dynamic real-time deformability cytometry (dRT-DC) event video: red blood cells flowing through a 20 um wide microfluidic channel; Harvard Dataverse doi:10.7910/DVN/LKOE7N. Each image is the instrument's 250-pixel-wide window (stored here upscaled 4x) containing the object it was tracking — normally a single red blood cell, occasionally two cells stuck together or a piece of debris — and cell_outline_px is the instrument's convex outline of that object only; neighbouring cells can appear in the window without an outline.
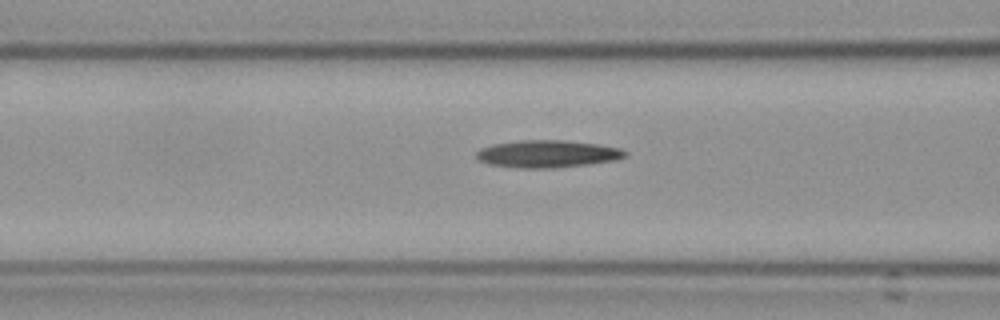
{"species": "Egyptian fruit bat (a non-hibernating species)", "species_latin": "Rousettus aegyptiacus", "temperature_condition": "cold", "stored_images_in_passage": 21, "camera_frame_rate_fps": 3000, "um_per_image_px": 0.085, "frame": {"image": 1, "passage_image": 19, "time_ms": 6.0, "image_size_px": [1000, 320], "cell_outline_px": [[628, 152], [624, 156], [616, 160], [588, 164], [552, 168], [516, 168], [488, 164], [480, 160], [476, 156], [476, 152], [480, 148], [492, 144], [520, 140], [564, 140], [596, 144], [620, 148]], "centroid_in_image_um": [46.5, 13.08], "position_along_channel_um": 120.1, "area_um2": 23.7}}